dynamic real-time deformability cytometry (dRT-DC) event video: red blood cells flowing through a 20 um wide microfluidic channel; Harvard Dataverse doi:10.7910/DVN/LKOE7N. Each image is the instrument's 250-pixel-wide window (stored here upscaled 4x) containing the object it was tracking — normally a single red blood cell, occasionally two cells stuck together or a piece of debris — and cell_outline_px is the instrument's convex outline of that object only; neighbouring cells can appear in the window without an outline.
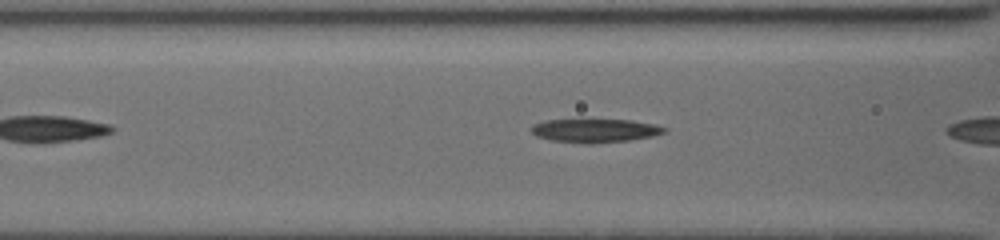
{"species": "common noctule bat (a hibernating species)", "species_latin": "Nyctalus noctula", "temperature_condition": "cold", "stored_images_in_passage": 7, "camera_frame_rate_fps": 3000, "um_per_image_px": 0.085, "animal": {"sex": "female", "body_mass_g": 19.5, "forearm_length_mm": 54.1}, "frame": {"image": 1, "passage_image": 6, "time_ms": 1.333, "image_size_px": [1000, 240], "cell_outline_px": [[668, 132], [652, 136], [628, 140], [592, 144], [588, 144], [552, 140], [536, 136], [532, 132], [532, 124], [544, 120], [632, 120], [656, 124], [668, 128]], "centroid_in_image_um": [50.62, 11.1], "position_along_channel_um": 116.0, "area_um2": 18.32}}